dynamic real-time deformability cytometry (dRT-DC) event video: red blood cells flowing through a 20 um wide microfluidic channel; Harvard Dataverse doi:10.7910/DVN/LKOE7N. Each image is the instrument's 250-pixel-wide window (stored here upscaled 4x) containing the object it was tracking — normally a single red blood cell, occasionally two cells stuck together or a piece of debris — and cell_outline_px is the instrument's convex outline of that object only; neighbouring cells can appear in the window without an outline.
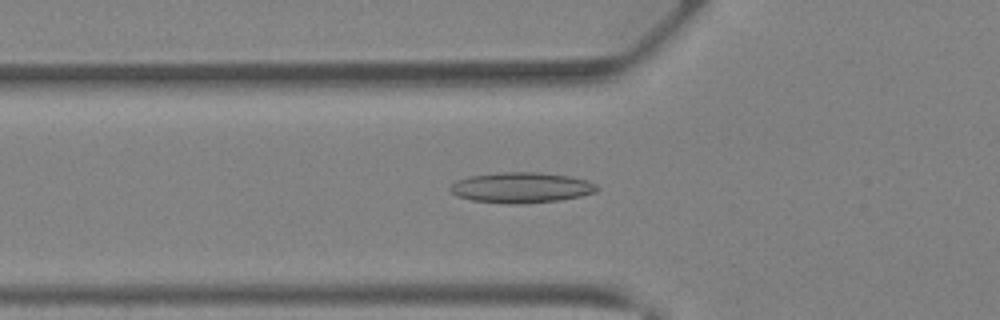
{"species": "Egyptian fruit bat (a non-hibernating species)", "species_latin": "Rousettus aegyptiacus", "temperature_condition": "warm", "stored_images_in_passage": 40, "camera_frame_rate_fps": 3000, "um_per_image_px": 0.085, "animal": {"sex": "female"}, "frame": {"image": 1, "passage_image": 14, "time_ms": 4.333, "image_size_px": [1000, 320], "cell_outline_px": [[600, 188], [596, 192], [580, 196], [560, 200], [520, 204], [512, 204], [472, 200], [456, 196], [448, 188], [456, 180], [468, 176], [500, 172], [540, 172], [568, 176], [588, 180], [596, 184]], "centroid_in_image_um": [44.31, 15.94], "position_along_channel_um": 81.5, "area_um2": 26.24}}
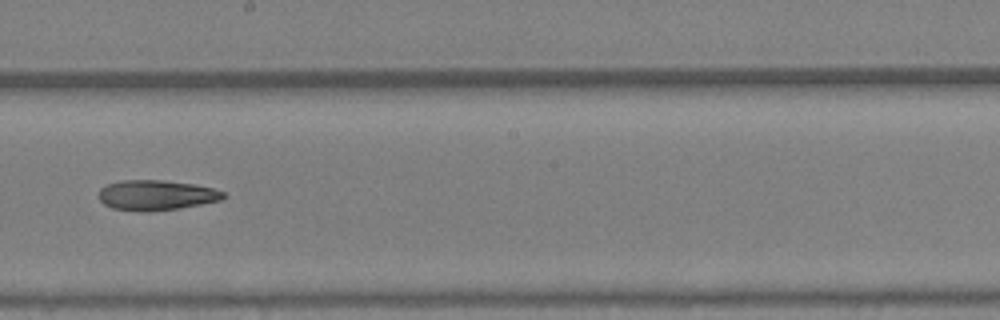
{"frame": {"image": 2, "passage_image": 23, "time_ms": 7.333, "image_size_px": [1000, 320], "cell_outline_px": [[228, 196], [220, 200], [180, 208], [148, 212], [144, 212], [112, 208], [104, 204], [100, 200], [100, 188], [108, 184], [124, 180], [164, 180], [192, 184], [212, 188], [224, 192]], "centroid_in_image_um": [13.29, 16.59], "position_along_channel_um": 234.9, "area_um2": 21.79}}
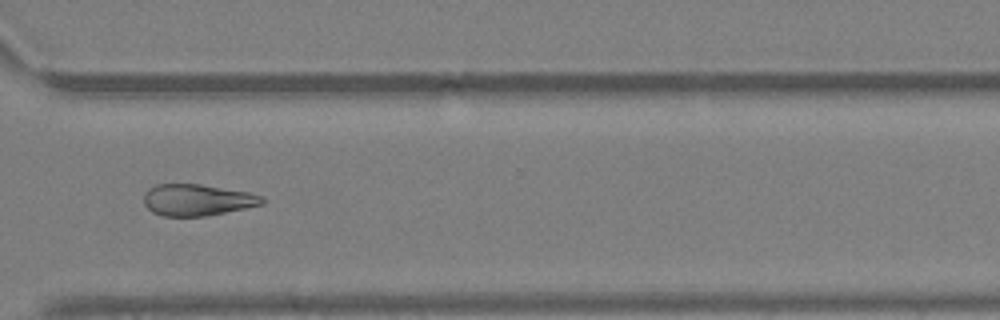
{"frame": {"image": 3, "passage_image": 30, "time_ms": 9.667, "image_size_px": [1000, 320], "cell_outline_px": [[268, 200], [264, 204], [204, 216], [164, 216], [152, 212], [144, 204], [144, 192], [148, 188], [156, 184], [200, 184], [248, 192], [264, 196]], "centroid_in_image_um": [16.77, 16.98], "position_along_channel_um": 353.8, "area_um2": 21.79}}